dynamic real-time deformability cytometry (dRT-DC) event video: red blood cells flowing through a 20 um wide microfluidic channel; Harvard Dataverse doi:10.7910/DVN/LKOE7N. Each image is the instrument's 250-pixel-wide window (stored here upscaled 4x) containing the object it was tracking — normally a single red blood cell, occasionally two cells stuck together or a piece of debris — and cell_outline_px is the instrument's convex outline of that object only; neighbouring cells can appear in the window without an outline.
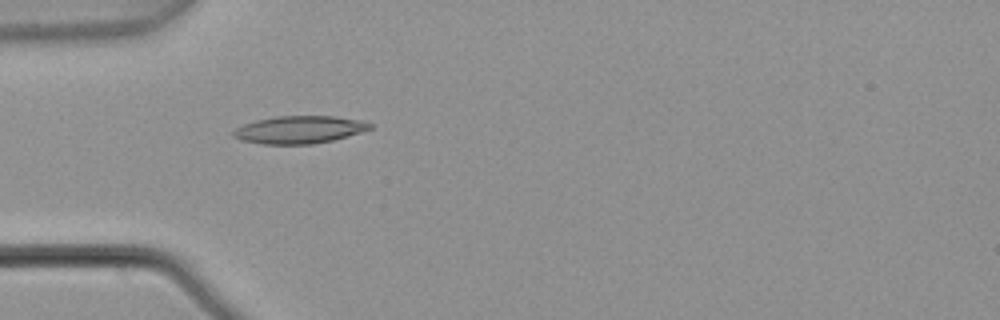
{"species": "common noctule bat (a hibernating species)", "species_latin": "Nyctalus noctula", "temperature_condition": "warm", "stored_images_in_passage": 7, "camera_frame_rate_fps": 3000, "um_per_image_px": 0.085, "animal": {"sex": "male", "body_mass_g": 21.5, "forearm_length_mm": 52.0}, "frame": {"image": 1, "passage_image": 4, "time_ms": 1.0, "image_size_px": [1000, 320], "cell_outline_px": [[372, 128], [360, 132], [332, 140], [312, 144], [260, 144], [240, 140], [232, 136], [232, 132], [236, 128], [244, 124], [256, 120], [276, 116], [336, 116], [360, 120], [372, 124]], "centroid_in_image_um": [25.4, 11.02], "position_along_channel_um": 59.6, "area_um2": 21.91}}
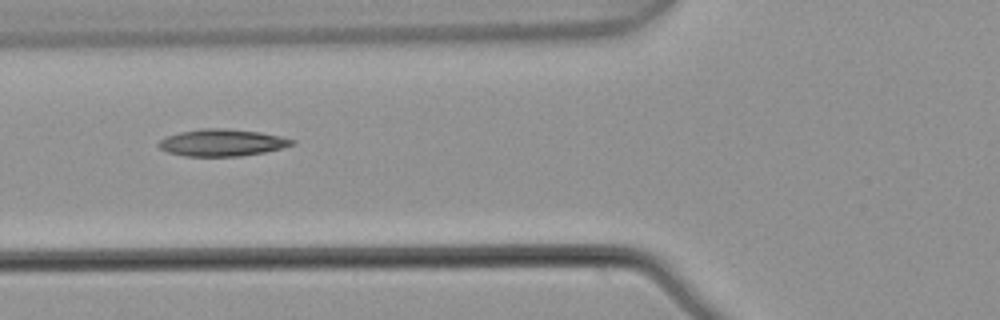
{"frame": {"image": 2, "passage_image": 5, "time_ms": 1.333, "image_size_px": [1000, 320], "cell_outline_px": [[296, 144], [264, 152], [240, 156], [184, 156], [168, 152], [160, 148], [156, 144], [164, 136], [180, 132], [200, 128], [228, 128], [260, 132], [280, 136], [296, 140]], "centroid_in_image_um": [18.85, 12.11], "position_along_channel_um": 106.9, "area_um2": 21.1}}
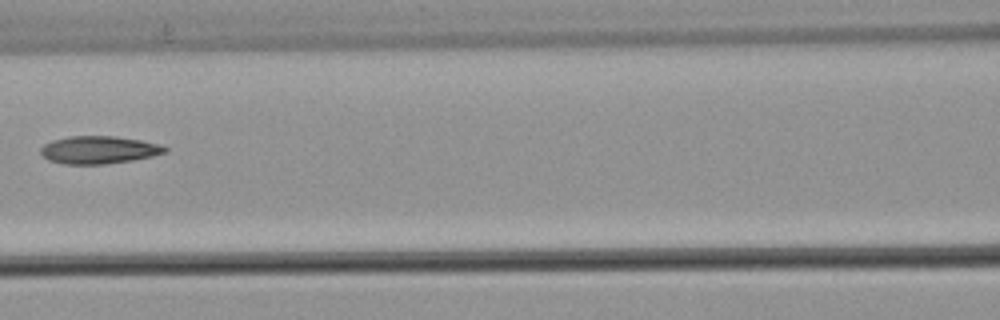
{"frame": {"image": 3, "passage_image": 6, "time_ms": 1.667, "image_size_px": [1000, 320], "cell_outline_px": [[168, 152], [152, 156], [132, 160], [104, 164], [64, 164], [48, 160], [40, 152], [40, 148], [44, 144], [52, 140], [68, 136], [116, 136], [140, 140], [160, 144], [168, 148]], "centroid_in_image_um": [8.4, 12.73], "position_along_channel_um": 158.2, "area_um2": 20.11}}